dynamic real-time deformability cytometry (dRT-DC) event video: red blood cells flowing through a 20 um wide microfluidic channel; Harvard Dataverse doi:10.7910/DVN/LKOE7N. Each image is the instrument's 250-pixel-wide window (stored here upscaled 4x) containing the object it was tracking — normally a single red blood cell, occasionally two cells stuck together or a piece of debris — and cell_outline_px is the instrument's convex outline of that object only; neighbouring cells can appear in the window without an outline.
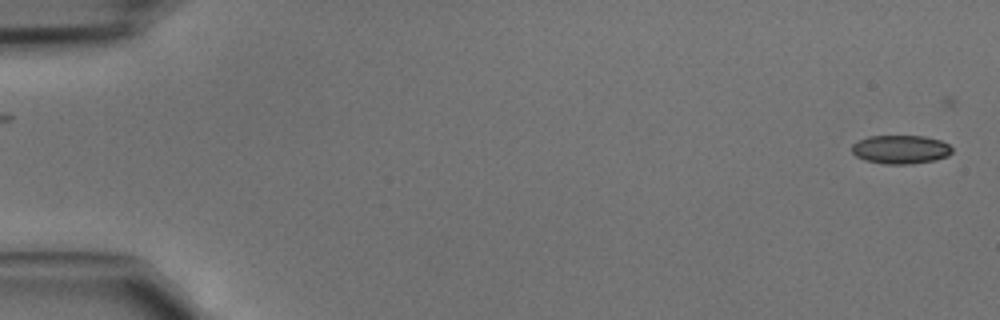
{"species": "common noctule bat (a hibernating species)", "species_latin": "Nyctalus noctula", "temperature_condition": "cold", "stored_images_in_passage": 39, "camera_frame_rate_fps": 3000, "um_per_image_px": 0.085, "animal": {"sex": "male", "body_mass_g": 15.6}, "frame": {"image": 1, "passage_image": 1, "time_ms": 0.0, "image_size_px": [1000, 320], "cell_outline_px": [[952, 152], [948, 156], [936, 160], [912, 164], [884, 164], [864, 160], [856, 156], [852, 152], [852, 144], [868, 136], [924, 136], [940, 140], [948, 144], [952, 148]], "centroid_in_image_um": [76.56, 12.71], "position_along_channel_um": 8.4, "area_um2": 16.82}}
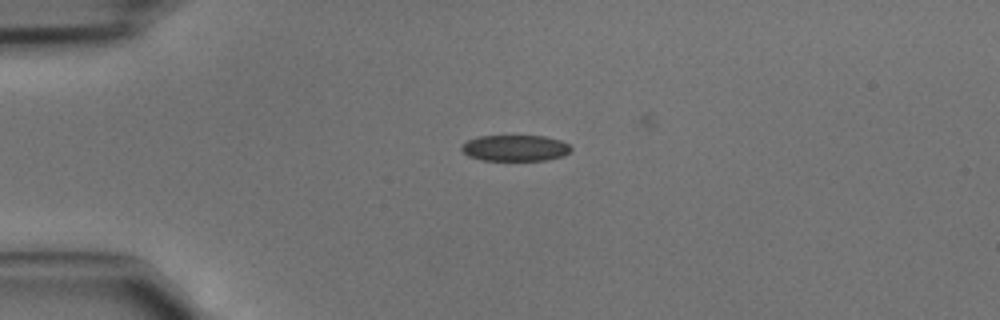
{"frame": {"image": 2, "passage_image": 11, "time_ms": 3.333, "image_size_px": [1000, 320], "cell_outline_px": [[572, 148], [564, 156], [544, 160], [480, 160], [468, 156], [460, 148], [460, 144], [476, 136], [544, 136], [560, 140], [568, 144]], "centroid_in_image_um": [43.75, 12.58], "position_along_channel_um": 41.3, "area_um2": 16.7}}
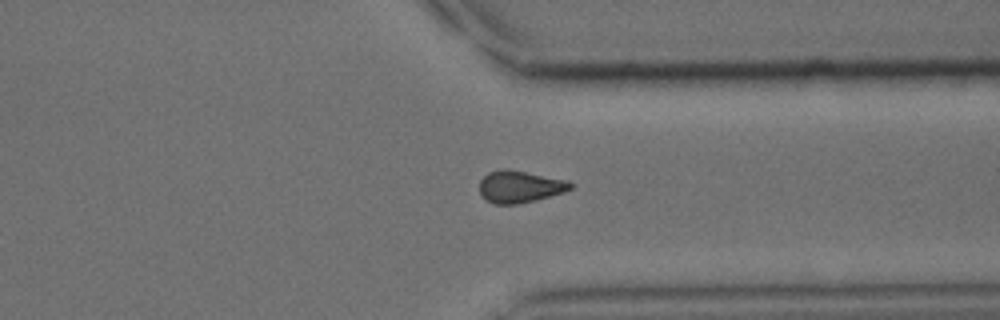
{"frame": {"image": 3, "passage_image": 35, "time_ms": 11.333, "image_size_px": [1000, 320], "cell_outline_px": [[572, 188], [564, 192], [536, 200], [516, 204], [492, 204], [484, 200], [480, 192], [480, 180], [488, 172], [500, 168], [504, 168], [568, 180], [572, 184]], "centroid_in_image_um": [44.15, 15.87], "position_along_channel_um": 367.3, "area_um2": 17.05}}